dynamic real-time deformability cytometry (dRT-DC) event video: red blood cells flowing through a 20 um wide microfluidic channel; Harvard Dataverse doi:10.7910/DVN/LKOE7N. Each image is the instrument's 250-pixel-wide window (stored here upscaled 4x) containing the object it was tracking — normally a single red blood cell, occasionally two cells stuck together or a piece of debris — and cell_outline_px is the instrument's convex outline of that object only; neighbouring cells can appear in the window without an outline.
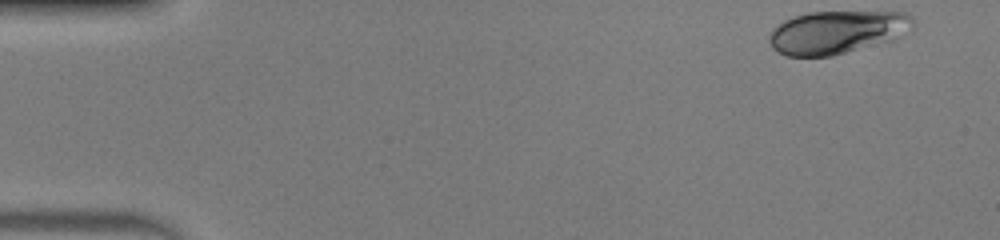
{"species": "human", "species_latin": "Homo sapiens", "temperature_condition": "warm", "stored_images_in_passage": 47, "camera_frame_rate_fps": 3000, "um_per_image_px": 0.085, "donor": {"sex": "male"}, "frame": {"image": 1, "passage_image": 1, "time_ms": 0.0, "image_size_px": [1000, 240], "cell_outline_px": [[912, 28], [892, 40], [832, 56], [788, 56], [776, 52], [772, 48], [768, 40], [772, 28], [784, 20], [808, 12], [904, 12], [912, 16]], "centroid_in_image_um": [71.09, 2.74], "position_along_channel_um": 13.9, "area_um2": 35.95}}
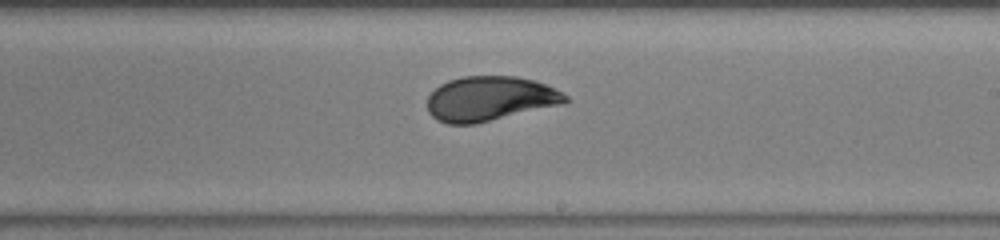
{"frame": {"image": 2, "passage_image": 27, "time_ms": 8.667, "image_size_px": [1000, 240], "cell_outline_px": [[568, 100], [564, 104], [476, 124], [448, 124], [436, 120], [428, 112], [428, 96], [440, 84], [448, 80], [464, 76], [516, 76], [532, 80], [544, 84], [568, 96]], "centroid_in_image_um": [41.62, 8.4], "position_along_channel_um": 247.4, "area_um2": 35.95}}
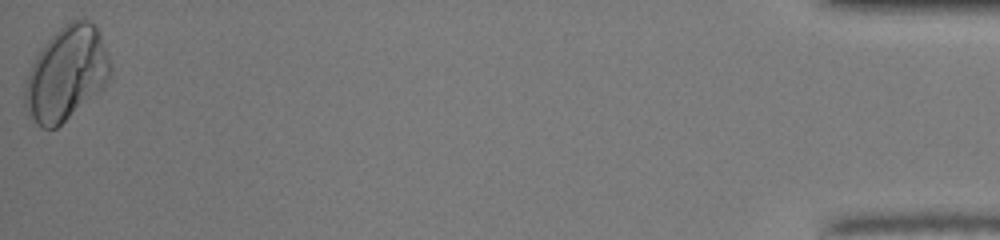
{"frame": {"image": 3, "passage_image": 47, "time_ms": 15.333, "image_size_px": [1000, 240], "cell_outline_px": [[112, 68], [108, 80], [96, 92], [56, 128], [44, 128], [32, 116], [24, 104], [24, 84], [28, 72], [40, 48], [64, 24], [80, 16], [96, 24], [112, 64]], "centroid_in_image_um": [5.65, 6.17], "position_along_channel_um": 429.6, "area_um2": 46.01}, "authors_computed_cell_mechanics": {"area_um2": 36.1828, "velocity_mm_per_s": 4.1727, "shape_relaxation_time_tau1_ms": 3.1243, "shape_relaxation_time_tau2_ms": null, "deformation_change_tau1": 0.1457, "deformation_change_tau2": null}}